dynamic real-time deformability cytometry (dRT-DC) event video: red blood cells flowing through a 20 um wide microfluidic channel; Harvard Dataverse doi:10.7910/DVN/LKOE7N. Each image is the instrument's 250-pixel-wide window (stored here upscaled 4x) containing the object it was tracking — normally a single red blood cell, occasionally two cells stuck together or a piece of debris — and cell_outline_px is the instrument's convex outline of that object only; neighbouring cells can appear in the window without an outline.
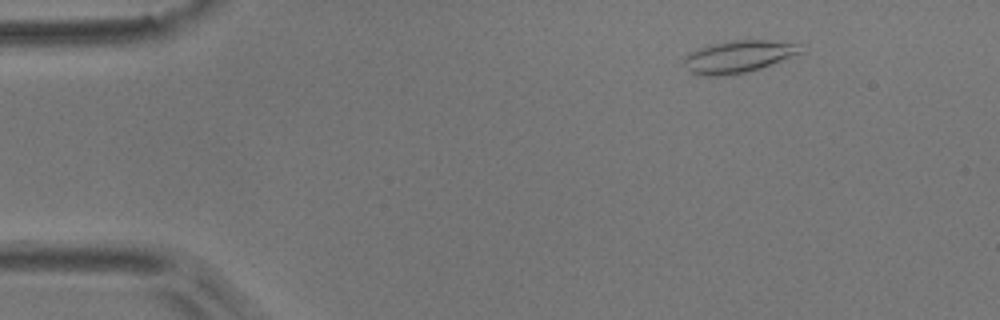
{"species": "common noctule bat (a hibernating species)", "species_latin": "Nyctalus noctula", "temperature_condition": "room temperature", "stored_images_in_passage": 51, "camera_frame_rate_fps": 3000, "um_per_image_px": 0.085, "animal": {"sex": "male", "body_mass_g": 17.9}, "frame": {"image": 1, "passage_image": 4, "time_ms": 1.0, "image_size_px": [1000, 320], "cell_outline_px": [[804, 52], [760, 68], [744, 72], [724, 76], [700, 76], [692, 72], [684, 64], [684, 60], [688, 52], [708, 44], [728, 40], [768, 40], [796, 44]], "centroid_in_image_um": [62.7, 4.8], "position_along_channel_um": 22.3, "area_um2": 21.79}}
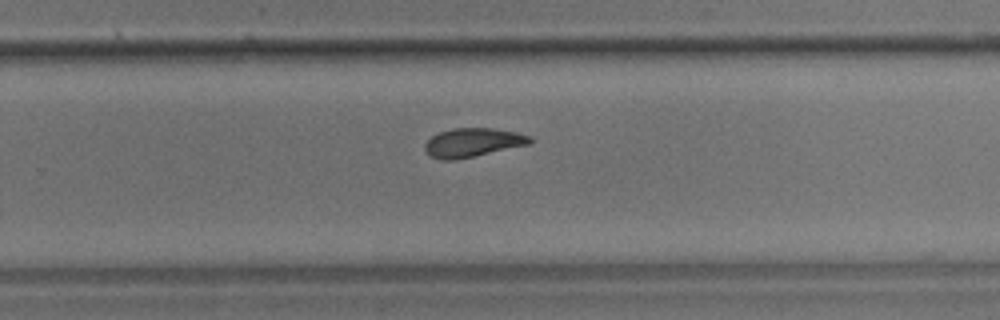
{"frame": {"image": 2, "passage_image": 32, "time_ms": 10.333, "image_size_px": [1000, 320], "cell_outline_px": [[532, 144], [456, 160], [440, 160], [432, 156], [424, 148], [424, 144], [432, 136], [440, 132], [452, 128], [492, 128], [516, 132], [532, 136]], "centroid_in_image_um": [40.22, 12.11], "position_along_channel_um": 289.6, "area_um2": 17.74}}
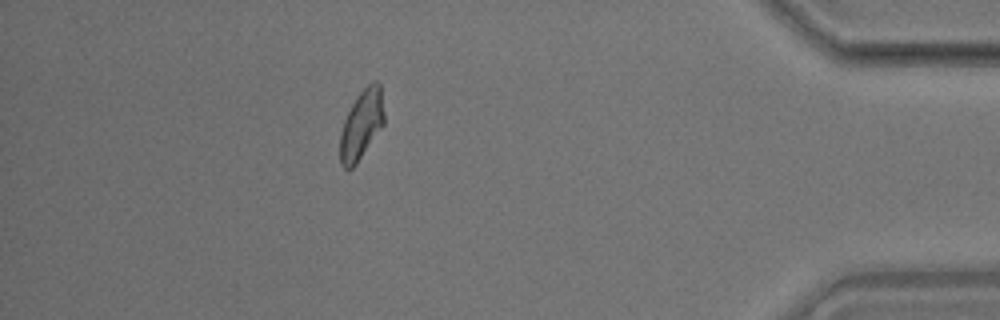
{"frame": {"image": 3, "passage_image": 45, "time_ms": 14.667, "image_size_px": [1000, 320], "cell_outline_px": [[384, 124], [356, 164], [348, 172], [340, 164], [340, 132], [344, 120], [356, 96], [372, 80], [376, 80], [380, 84], [384, 112]], "centroid_in_image_um": [30.72, 10.6], "position_along_channel_um": 404.5, "area_um2": 17.86}, "authors_computed_cell_mechanics": {"area_um2": 17.8602, "velocity_mm_per_s": 3.6979, "shape_relaxation_time_tau1_ms": 6.9321, "shape_relaxation_time_tau2_ms": 3.8133, "deformation_change_tau1": 0.1626, "deformation_change_tau2": 0.1018}}